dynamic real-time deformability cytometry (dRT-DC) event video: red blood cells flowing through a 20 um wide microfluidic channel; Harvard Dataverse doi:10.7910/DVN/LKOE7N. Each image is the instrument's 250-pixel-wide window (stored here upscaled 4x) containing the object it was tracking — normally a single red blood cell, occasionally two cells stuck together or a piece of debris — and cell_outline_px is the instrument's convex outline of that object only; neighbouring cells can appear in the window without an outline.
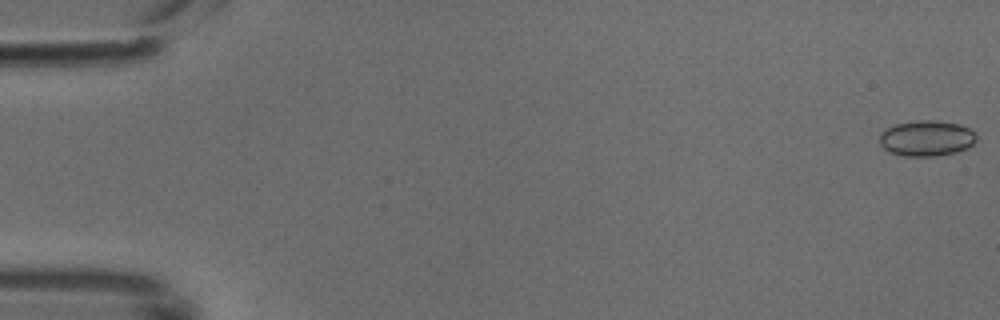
{"species": "common noctule bat (a hibernating species)", "species_latin": "Nyctalus noctula", "temperature_condition": "cold", "stored_images_in_passage": 49, "camera_frame_rate_fps": 3000, "um_per_image_px": 0.085, "animal": {"sex": "male", "body_mass_g": 18.8}, "frame": {"image": 1, "passage_image": 1, "time_ms": 0.0, "image_size_px": [1000, 320], "cell_outline_px": [[976, 140], [968, 148], [956, 152], [932, 156], [904, 156], [892, 152], [884, 148], [880, 144], [880, 136], [888, 128], [896, 124], [916, 120], [932, 120], [960, 124], [976, 132]], "centroid_in_image_um": [78.8, 11.75], "position_along_channel_um": 6.2, "area_um2": 19.94}}
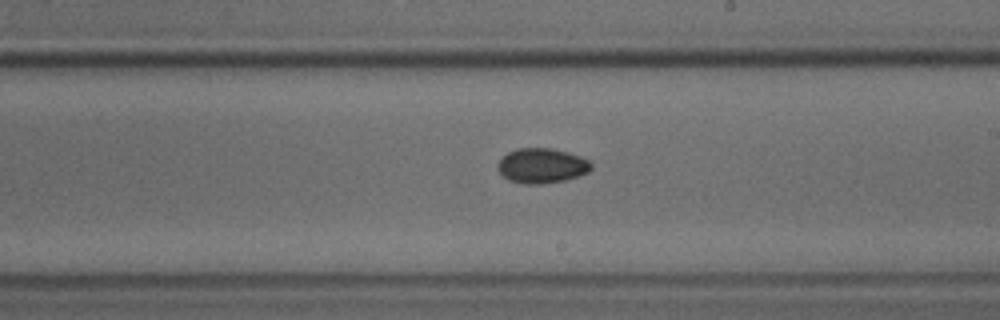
{"frame": {"image": 2, "passage_image": 29, "time_ms": 9.333, "image_size_px": [1000, 320], "cell_outline_px": [[592, 168], [588, 172], [564, 180], [540, 184], [524, 184], [508, 180], [496, 168], [496, 164], [508, 152], [516, 148], [552, 148], [568, 152], [580, 156], [588, 160], [592, 164]], "centroid_in_image_um": [46.03, 14.08], "position_along_channel_um": 243.0, "area_um2": 19.02}}
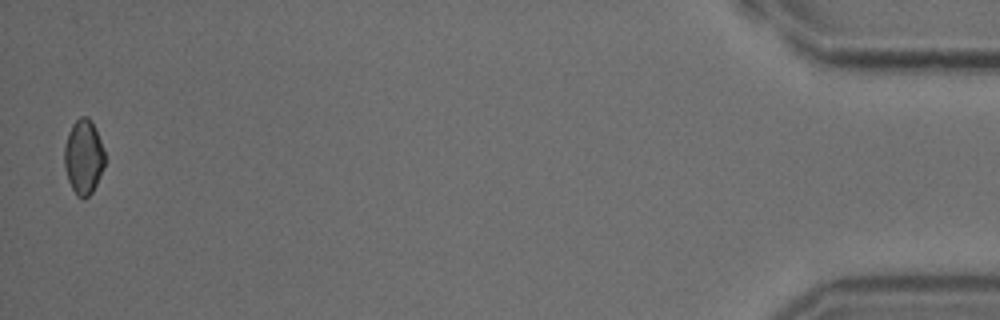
{"frame": {"image": 3, "passage_image": 49, "time_ms": 16.0, "image_size_px": [1000, 320], "cell_outline_px": [[104, 168], [92, 192], [84, 200], [76, 196], [68, 180], [64, 164], [64, 144], [68, 132], [72, 124], [80, 116], [88, 116], [100, 140], [104, 152]], "centroid_in_image_um": [7.08, 13.36], "position_along_channel_um": 428.1, "area_um2": 17.57}}